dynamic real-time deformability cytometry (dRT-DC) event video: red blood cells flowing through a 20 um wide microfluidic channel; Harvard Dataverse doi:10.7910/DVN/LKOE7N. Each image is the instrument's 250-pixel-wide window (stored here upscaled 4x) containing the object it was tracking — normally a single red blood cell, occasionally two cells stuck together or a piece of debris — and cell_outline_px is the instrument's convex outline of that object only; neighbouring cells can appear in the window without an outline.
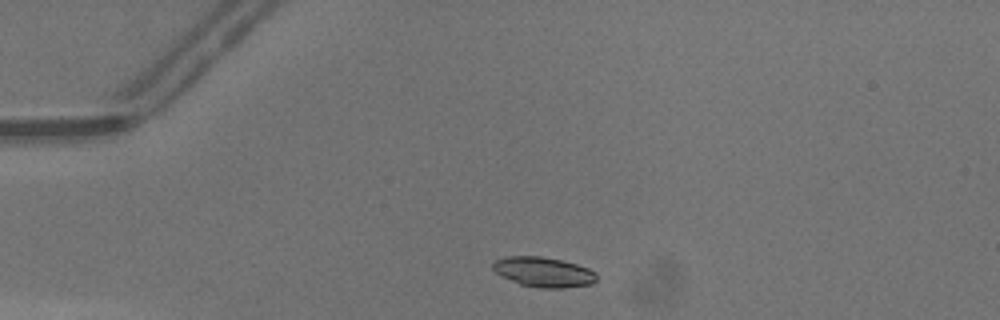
{"species": "common noctule bat (a hibernating species)", "species_latin": "Nyctalus noctula", "temperature_condition": "warm", "stored_images_in_passage": 38, "camera_frame_rate_fps": 3000, "um_per_image_px": 0.085, "animal": {"sex": "male", "body_mass_g": 13.3}, "frame": {"image": 1, "passage_image": 4, "time_ms": 1.0, "image_size_px": [1000, 320], "cell_outline_px": [[596, 280], [592, 284], [564, 288], [536, 288], [520, 284], [496, 272], [492, 268], [492, 264], [496, 260], [508, 256], [540, 256], [560, 260], [576, 264], [588, 268], [596, 272]], "centroid_in_image_um": [46.22, 23.13], "position_along_channel_um": 38.8, "area_um2": 17.98}}
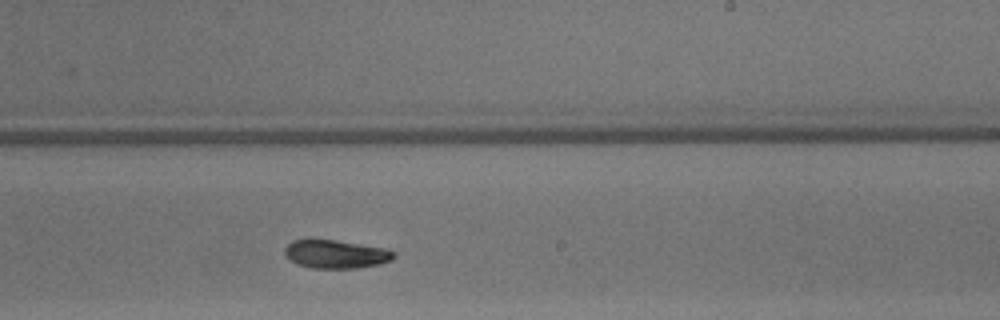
{"frame": {"image": 2, "passage_image": 22, "time_ms": 7.0, "image_size_px": [1000, 320], "cell_outline_px": [[396, 256], [392, 260], [380, 264], [356, 268], [312, 268], [296, 264], [284, 252], [284, 248], [292, 240], [308, 236], [312, 236], [384, 248], [392, 252]], "centroid_in_image_um": [28.47, 21.56], "position_along_channel_um": 260.5, "area_um2": 18.5}}
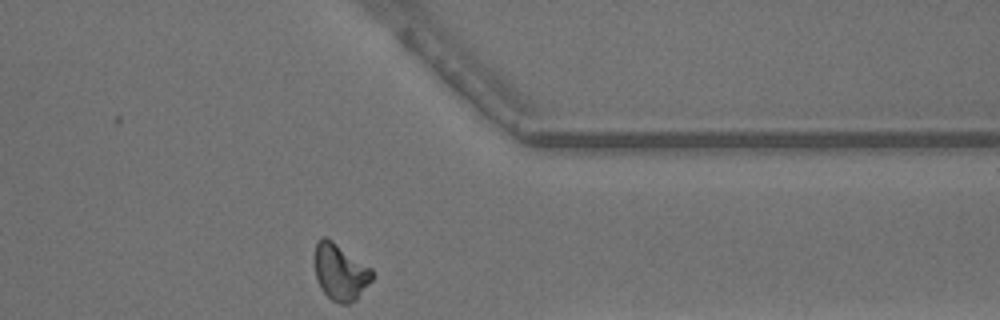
{"frame": {"image": 3, "passage_image": 31, "time_ms": 10.0, "image_size_px": [1000, 320], "cell_outline_px": [[372, 280], [356, 300], [348, 304], [340, 304], [332, 300], [320, 288], [316, 276], [312, 260], [312, 256], [316, 240], [324, 236], [332, 240], [372, 268]], "centroid_in_image_um": [28.87, 23.09], "position_along_channel_um": 382.5, "area_um2": 19.31}, "authors_computed_cell_mechanics": {"area_um2": 18.0625, "velocity_mm_per_s": 4.3407, "shape_relaxation_time_tau1_ms": 3.8796, "shape_relaxation_time_tau2_ms": 3.0053, "deformation_change_tau1": 0.1347, "deformation_change_tau2": 0.0854}}